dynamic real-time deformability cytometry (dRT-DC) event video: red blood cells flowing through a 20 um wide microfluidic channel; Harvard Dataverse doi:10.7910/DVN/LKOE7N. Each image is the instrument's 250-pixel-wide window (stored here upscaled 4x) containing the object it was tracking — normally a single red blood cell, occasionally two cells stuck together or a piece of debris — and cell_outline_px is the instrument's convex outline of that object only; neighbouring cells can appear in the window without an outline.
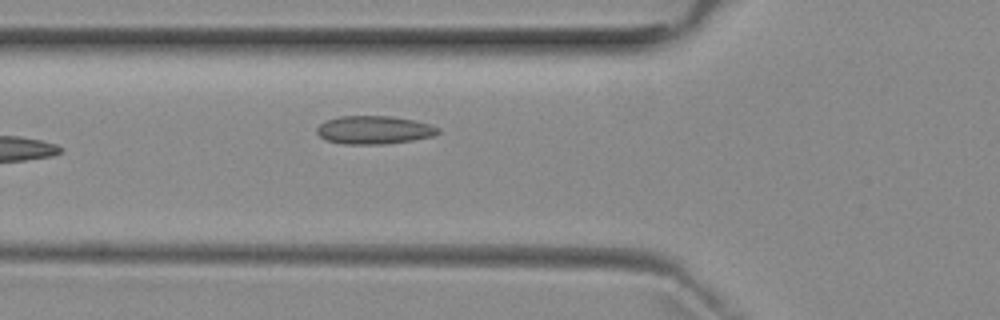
{"species": "common noctule bat (a hibernating species)", "species_latin": "Nyctalus noctula", "temperature_condition": "room temperature", "stored_images_in_passage": 5, "camera_frame_rate_fps": 3000, "um_per_image_px": 0.085, "animal": {"sex": "female", "body_mass_g": 29.2, "forearm_length_mm": 56.3}, "frame": {"image": 1, "passage_image": 5, "time_ms": 4.667, "image_size_px": [1000, 320], "cell_outline_px": [[440, 132], [432, 136], [412, 140], [384, 144], [344, 144], [324, 140], [316, 132], [316, 128], [320, 124], [328, 120], [340, 116], [392, 116], [416, 120], [440, 128]], "centroid_in_image_um": [31.79, 11.04], "position_along_channel_um": 94.0, "area_um2": 19.94}}